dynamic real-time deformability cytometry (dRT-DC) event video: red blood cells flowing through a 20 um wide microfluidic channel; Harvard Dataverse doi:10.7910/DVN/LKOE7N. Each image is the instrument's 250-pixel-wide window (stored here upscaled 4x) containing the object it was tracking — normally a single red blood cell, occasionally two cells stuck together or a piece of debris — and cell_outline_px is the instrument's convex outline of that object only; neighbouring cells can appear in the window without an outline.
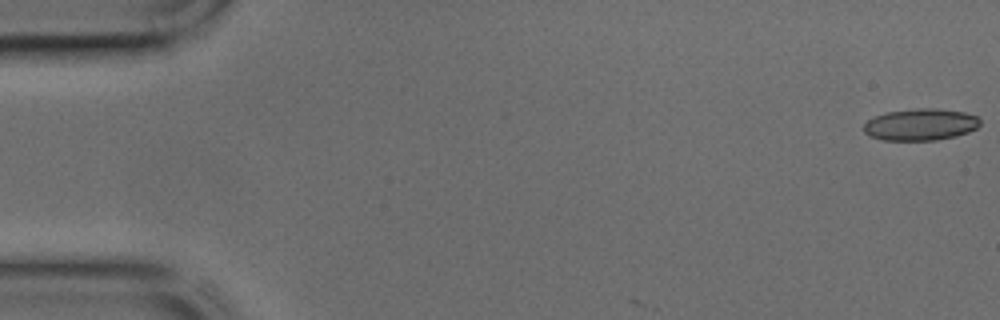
{"species": "common noctule bat (a hibernating species)", "species_latin": "Nyctalus noctula", "temperature_condition": "cold", "stored_images_in_passage": 4, "camera_frame_rate_fps": 3000, "um_per_image_px": 0.085, "animal": {"sex": "male", "body_mass_g": 17.9, "forearm_length_mm": 54.2}, "frame": {"image": 1, "passage_image": 1, "time_ms": 0.0, "image_size_px": [1000, 320], "cell_outline_px": [[980, 124], [976, 128], [968, 132], [956, 136], [936, 140], [884, 140], [868, 136], [864, 132], [864, 124], [868, 120], [876, 116], [888, 112], [916, 108], [936, 108], [964, 112], [976, 116], [980, 120]], "centroid_in_image_um": [78.24, 10.59], "position_along_channel_um": 6.8, "area_um2": 21.5}}